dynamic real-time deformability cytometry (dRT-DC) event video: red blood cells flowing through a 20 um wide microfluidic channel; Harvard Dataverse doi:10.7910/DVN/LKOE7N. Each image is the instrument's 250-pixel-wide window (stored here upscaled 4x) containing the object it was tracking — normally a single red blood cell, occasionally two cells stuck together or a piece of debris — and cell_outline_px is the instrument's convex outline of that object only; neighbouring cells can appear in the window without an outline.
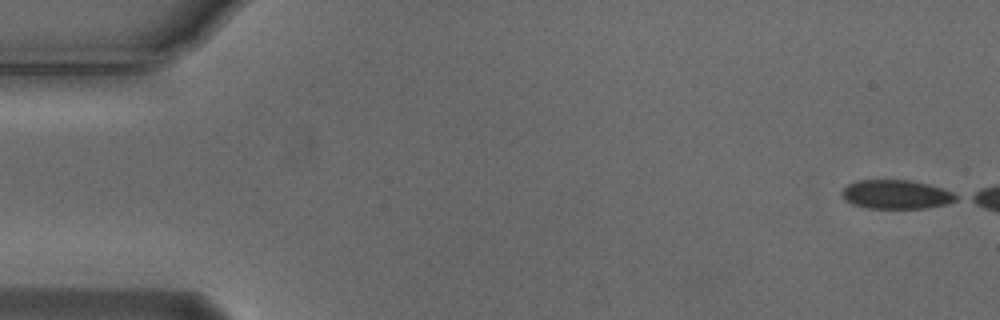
{"species": "Egyptian fruit bat (a non-hibernating species)", "species_latin": "Rousettus aegyptiacus", "temperature_condition": "cold", "stored_images_in_passage": 1, "camera_frame_rate_fps": 3000, "um_per_image_px": 0.085, "animal": {"sex": "male"}, "frame": {"image": 1, "passage_image": 1, "time_ms": 0.0, "image_size_px": [1000, 320], "cell_outline_px": [[960, 196], [956, 200], [948, 204], [924, 208], [868, 208], [852, 204], [844, 200], [840, 196], [840, 192], [848, 184], [856, 180], [908, 180], [928, 184], [944, 188]], "centroid_in_image_um": [76.16, 16.52], "position_along_channel_um": 8.8, "area_um2": 19.48}}